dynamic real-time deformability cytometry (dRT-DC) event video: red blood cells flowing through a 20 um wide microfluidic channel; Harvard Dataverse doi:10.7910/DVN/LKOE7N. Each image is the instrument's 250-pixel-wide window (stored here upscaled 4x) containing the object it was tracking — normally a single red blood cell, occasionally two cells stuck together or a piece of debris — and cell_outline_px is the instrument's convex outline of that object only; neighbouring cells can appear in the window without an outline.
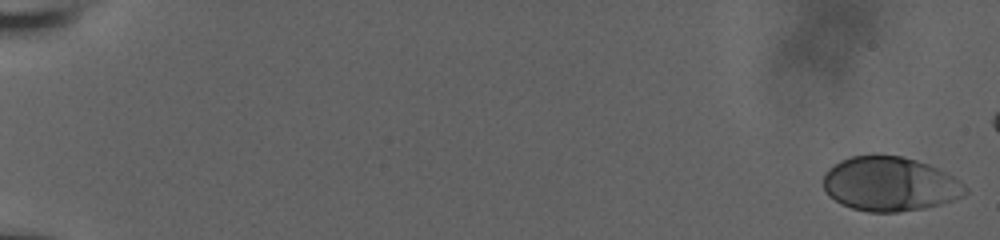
{"species": "human", "species_latin": "Homo sapiens", "temperature_condition": "room temperature", "stored_images_in_passage": 4, "camera_frame_rate_fps": 3000, "um_per_image_px": 0.085, "donor": {"sex": "male"}, "frame": {"image": 1, "passage_image": 1, "time_ms": 0.0, "image_size_px": [1000, 240], "cell_outline_px": [[968, 192], [964, 196], [940, 204], [924, 208], [896, 212], [868, 212], [852, 208], [840, 204], [828, 196], [824, 188], [824, 172], [828, 168], [840, 160], [852, 156], [872, 152], [876, 152], [900, 156], [916, 160], [928, 164], [960, 180], [968, 188]], "centroid_in_image_um": [75.61, 15.61], "position_along_channel_um": 9.4, "area_um2": 45.6}}